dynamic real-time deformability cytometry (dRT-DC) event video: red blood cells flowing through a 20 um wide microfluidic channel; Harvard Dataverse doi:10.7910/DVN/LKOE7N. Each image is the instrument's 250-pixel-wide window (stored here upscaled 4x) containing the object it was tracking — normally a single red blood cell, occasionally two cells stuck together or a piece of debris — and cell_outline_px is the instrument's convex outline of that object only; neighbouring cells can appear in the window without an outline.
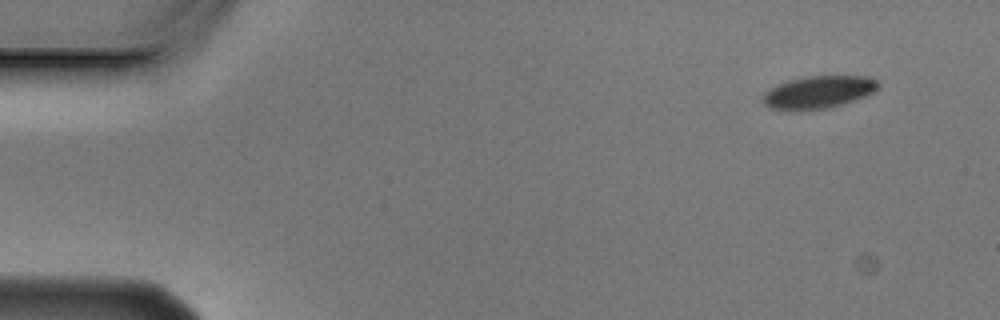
{"species": "Egyptian fruit bat (a non-hibernating species)", "species_latin": "Rousettus aegyptiacus", "temperature_condition": "cold", "stored_images_in_passage": 5, "segment_of_instrument_passage": [1, 2], "camera_frame_rate_fps": 3000, "um_per_image_px": 0.085, "animal": {"sex": "male"}, "frame": {"image": 1, "passage_image": 1, "time_ms": 0.0, "image_size_px": [1000, 320], "cell_outline_px": [[880, 84], [872, 92], [864, 96], [840, 104], [824, 108], [768, 108], [764, 104], [764, 92], [768, 88], [788, 80], [804, 76], [868, 76], [876, 80]], "centroid_in_image_um": [69.56, 7.78], "position_along_channel_um": 15.4, "area_um2": 21.1}}